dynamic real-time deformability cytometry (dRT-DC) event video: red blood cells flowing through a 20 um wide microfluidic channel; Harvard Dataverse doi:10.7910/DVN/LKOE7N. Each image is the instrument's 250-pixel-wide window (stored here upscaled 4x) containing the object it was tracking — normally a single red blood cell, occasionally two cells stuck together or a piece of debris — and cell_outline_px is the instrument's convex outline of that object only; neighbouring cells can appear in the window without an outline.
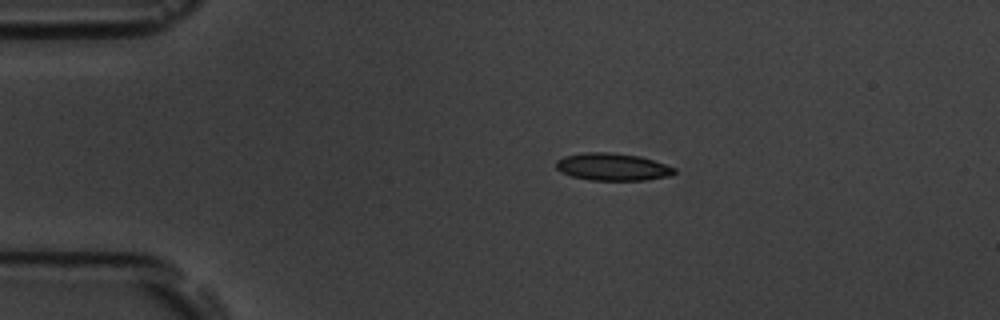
{"species": "common noctule bat (a hibernating species)", "species_latin": "Nyctalus noctula", "temperature_condition": "room temperature", "stored_images_in_passage": 38, "camera_frame_rate_fps": 3000, "um_per_image_px": 0.085, "animal": {"sex": "male", "body_mass_g": 19.5, "forearm_length_mm": 54.6}, "frame": {"image": 1, "passage_image": 2, "time_ms": 0.333, "image_size_px": [1000, 320], "cell_outline_px": [[676, 172], [668, 176], [644, 180], [592, 180], [572, 176], [560, 172], [556, 168], [556, 160], [564, 156], [584, 152], [612, 152], [640, 156], [676, 168]], "centroid_in_image_um": [52.03, 14.17], "position_along_channel_um": 33.0, "area_um2": 18.84}}
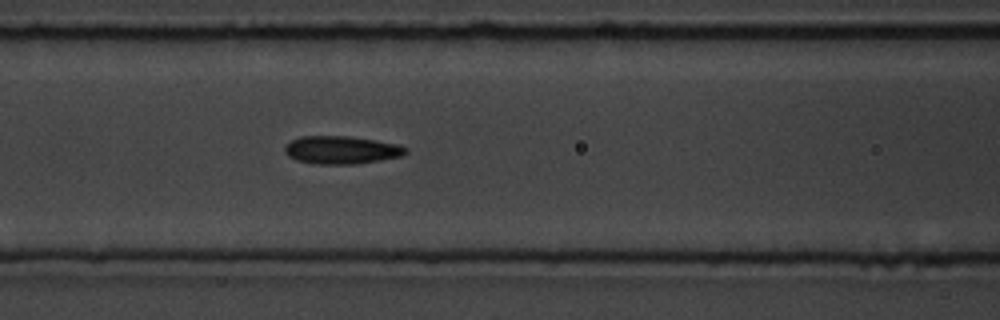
{"frame": {"image": 2, "passage_image": 14, "time_ms": 4.333, "image_size_px": [1000, 320], "cell_outline_px": [[408, 152], [400, 156], [380, 160], [356, 164], [316, 164], [296, 160], [288, 156], [284, 152], [284, 148], [292, 140], [300, 136], [348, 136], [396, 144], [408, 148]], "centroid_in_image_um": [28.99, 12.75], "position_along_channel_um": 137.6, "area_um2": 19.54}}
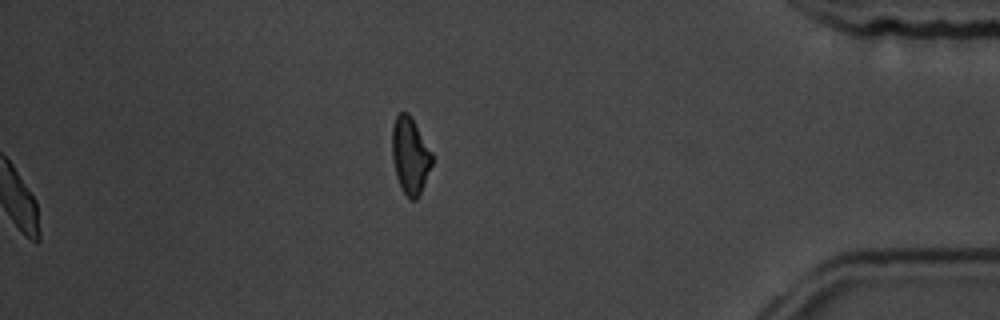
{"frame": {"image": 3, "passage_image": 38, "time_ms": 12.333, "image_size_px": [1000, 320], "cell_outline_px": [[432, 164], [424, 184], [416, 200], [408, 200], [400, 188], [396, 176], [392, 160], [392, 124], [396, 116], [400, 112], [408, 112], [412, 116], [432, 152]], "centroid_in_image_um": [34.85, 13.21], "position_along_channel_um": 400.4, "area_um2": 18.15}, "authors_computed_cell_mechanics": {"area_um2": 18.8428, "velocity_mm_per_s": 3.764, "shape_relaxation_time_tau1_ms": 3.3627, "shape_relaxation_time_tau2_ms": 4.0142, "deformation_change_tau1": 0.1241, "deformation_change_tau2": 0.1086}}